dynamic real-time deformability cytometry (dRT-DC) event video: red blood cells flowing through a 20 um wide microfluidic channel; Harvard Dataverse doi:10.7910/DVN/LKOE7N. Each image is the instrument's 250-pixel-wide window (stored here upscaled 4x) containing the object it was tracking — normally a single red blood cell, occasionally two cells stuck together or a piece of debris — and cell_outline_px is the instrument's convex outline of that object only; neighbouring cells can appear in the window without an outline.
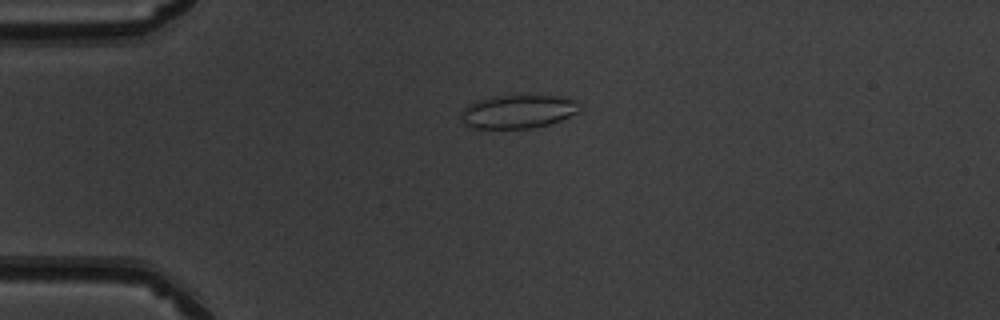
{"species": "common noctule bat (a hibernating species)", "species_latin": "Nyctalus noctula", "temperature_condition": "warm", "stored_images_in_passage": 45, "camera_frame_rate_fps": 3000, "um_per_image_px": 0.085, "animal": {"sex": "male", "body_mass_g": 19.5, "forearm_length_mm": 54.6}, "frame": {"image": 1, "passage_image": 7, "time_ms": 2.0, "image_size_px": [1000, 320], "cell_outline_px": [[580, 112], [560, 120], [548, 124], [532, 128], [472, 128], [464, 124], [460, 120], [460, 112], [468, 104], [476, 100], [496, 96], [560, 96], [576, 100], [580, 104]], "centroid_in_image_um": [44.01, 9.48], "position_along_channel_um": 41.0, "area_um2": 23.24}}
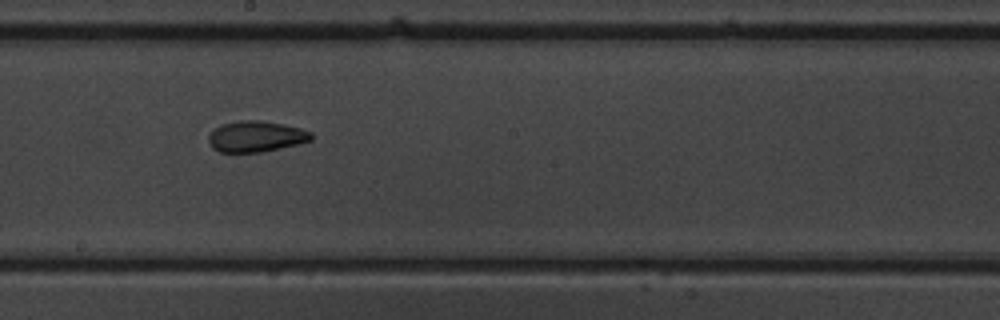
{"frame": {"image": 2, "passage_image": 23, "time_ms": 7.333, "image_size_px": [1000, 320], "cell_outline_px": [[312, 140], [300, 144], [260, 152], [220, 152], [212, 148], [208, 144], [208, 132], [220, 124], [240, 120], [260, 120], [284, 124], [300, 128], [312, 132]], "centroid_in_image_um": [21.72, 11.59], "position_along_channel_um": 226.5, "area_um2": 18.84}}
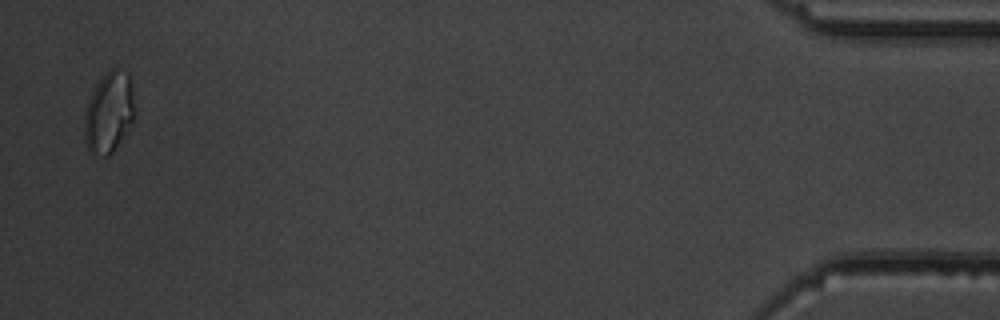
{"frame": {"image": 3, "passage_image": 44, "time_ms": 14.333, "image_size_px": [1000, 320], "cell_outline_px": [[132, 120], [120, 140], [112, 152], [108, 156], [104, 156], [88, 152], [84, 140], [84, 116], [92, 88], [104, 72], [112, 68], [116, 68], [128, 72], [132, 88]], "centroid_in_image_um": [9.19, 9.52], "position_along_channel_um": 426.0, "area_um2": 23.47}, "authors_computed_cell_mechanics": {"area_um2": 19.0162, "velocity_mm_per_s": 4.035, "shape_relaxation_time_tau1_ms": 10.7847, "shape_relaxation_time_tau2_ms": 1.3487, "deformation_change_tau1": 0.1824, "deformation_change_tau2": 0.0631}}